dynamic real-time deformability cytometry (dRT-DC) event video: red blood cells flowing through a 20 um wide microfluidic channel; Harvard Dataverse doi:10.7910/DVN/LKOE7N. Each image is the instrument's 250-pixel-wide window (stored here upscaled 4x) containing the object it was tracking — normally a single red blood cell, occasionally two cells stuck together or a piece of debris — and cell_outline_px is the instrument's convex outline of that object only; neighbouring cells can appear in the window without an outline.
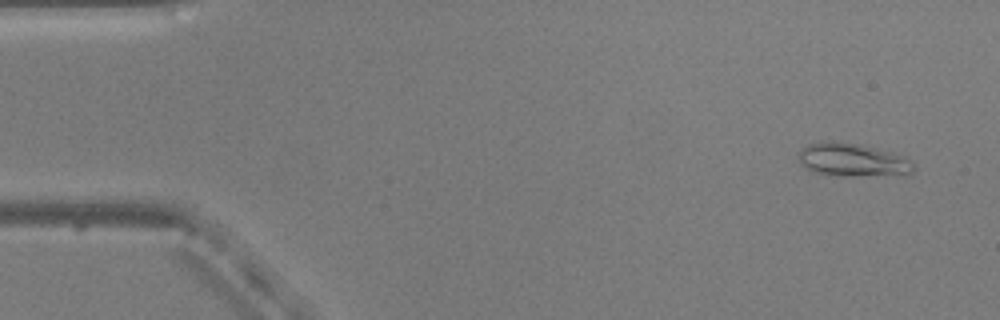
{"species": "common noctule bat (a hibernating species)", "species_latin": "Nyctalus noctula", "temperature_condition": "warm", "stored_images_in_passage": 52, "camera_frame_rate_fps": 3000, "um_per_image_px": 0.085, "animal": {"sex": "male", "body_mass_g": 20.5, "forearm_length_mm": 52.5}, "frame": {"image": 1, "passage_image": 3, "time_ms": 0.667, "image_size_px": [1000, 320], "cell_outline_px": [[916, 168], [908, 176], [836, 176], [812, 172], [800, 164], [796, 152], [800, 148], [808, 144], [820, 140], [832, 140], [856, 144], [892, 152], [904, 156], [912, 160], [916, 164]], "centroid_in_image_um": [72.48, 13.61], "position_along_channel_um": 12.5, "area_um2": 23.29}}
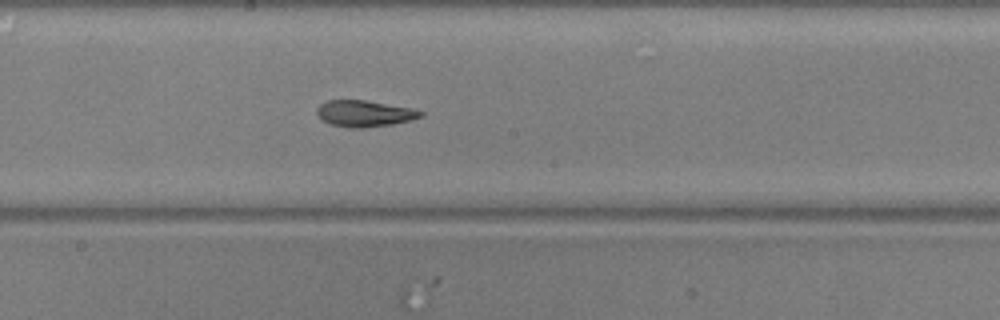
{"frame": {"image": 2, "passage_image": 28, "time_ms": 9.0, "image_size_px": [1000, 320], "cell_outline_px": [[424, 116], [412, 120], [392, 124], [364, 128], [352, 128], [332, 124], [320, 120], [316, 112], [316, 108], [320, 104], [328, 100], [364, 100], [412, 108], [424, 112]], "centroid_in_image_um": [30.98, 9.65], "position_along_channel_um": 217.2, "area_um2": 16.01}}
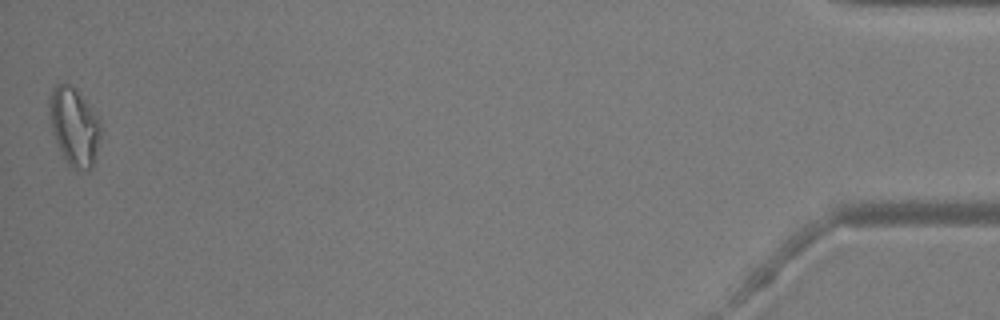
{"frame": {"image": 3, "passage_image": 52, "time_ms": 17.0, "image_size_px": [1000, 320], "cell_outline_px": [[100, 140], [92, 168], [88, 172], [76, 172], [68, 164], [56, 140], [52, 128], [48, 112], [48, 96], [52, 88], [56, 84], [68, 84], [76, 88], [96, 112], [100, 120]], "centroid_in_image_um": [6.32, 10.75], "position_along_channel_um": 428.9, "area_um2": 23.76}, "authors_computed_cell_mechanics": {"area_um2": 17.4556, "velocity_mm_per_s": 3.841, "shape_relaxation_time_tau1_ms": null, "shape_relaxation_time_tau2_ms": 4.4037, "deformation_change_tau1": null, "deformation_change_tau2": 0.1015}}